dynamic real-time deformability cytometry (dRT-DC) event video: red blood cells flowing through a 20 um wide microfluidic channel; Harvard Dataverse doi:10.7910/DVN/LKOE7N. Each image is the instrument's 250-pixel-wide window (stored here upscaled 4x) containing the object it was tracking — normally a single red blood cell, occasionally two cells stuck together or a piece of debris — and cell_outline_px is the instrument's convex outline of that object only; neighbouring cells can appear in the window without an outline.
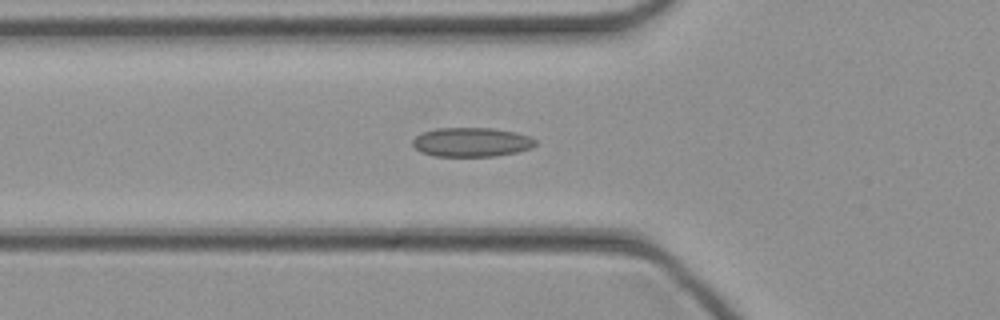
{"species": "common noctule bat (a hibernating species)", "species_latin": "Nyctalus noctula", "temperature_condition": "cold", "stored_images_in_passage": 33, "camera_frame_rate_fps": 3000, "um_per_image_px": 0.085, "animal": {"sex": "female", "body_mass_g": 21.9}, "frame": {"image": 1, "passage_image": 5, "time_ms": 1.333, "image_size_px": [1000, 320], "cell_outline_px": [[536, 144], [532, 148], [516, 152], [496, 156], [432, 156], [420, 152], [412, 144], [412, 140], [416, 136], [424, 132], [436, 128], [492, 128], [516, 132], [528, 136], [536, 140]], "centroid_in_image_um": [40.07, 12.08], "position_along_channel_um": 85.7, "area_um2": 20.92}}
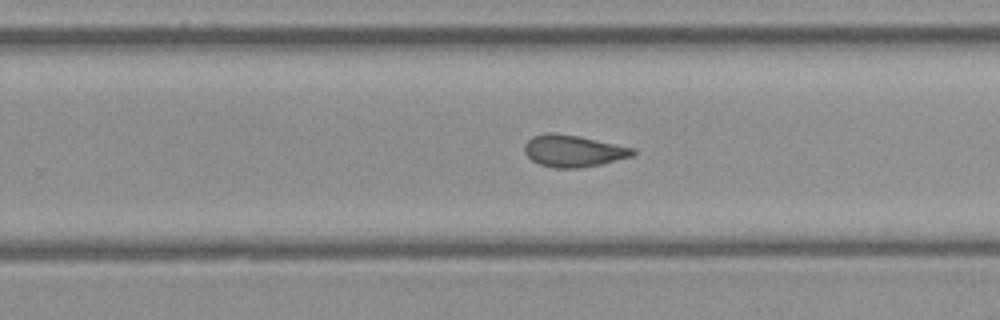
{"frame": {"image": 2, "passage_image": 18, "time_ms": 5.667, "image_size_px": [1000, 320], "cell_outline_px": [[636, 152], [632, 156], [600, 164], [580, 168], [556, 168], [540, 164], [532, 160], [524, 152], [524, 144], [532, 136], [544, 132], [556, 132], [580, 136], [636, 148]], "centroid_in_image_um": [48.72, 12.81], "position_along_channel_um": 281.1, "area_um2": 20.29}}
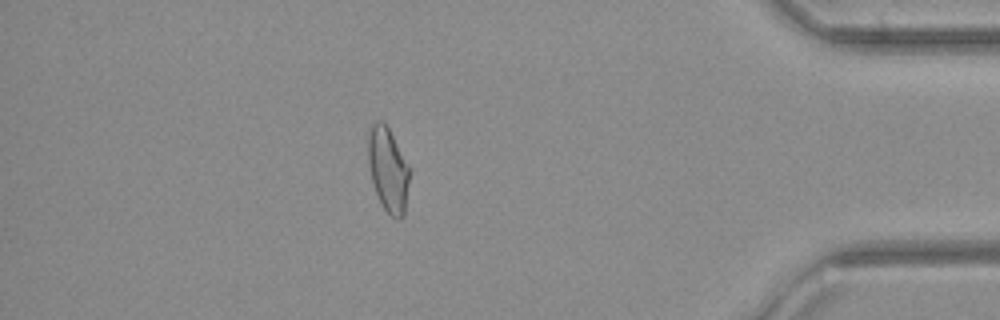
{"frame": {"image": 3, "passage_image": 29, "time_ms": 9.333, "image_size_px": [1000, 320], "cell_outline_px": [[408, 180], [404, 216], [400, 220], [396, 220], [384, 208], [376, 192], [372, 180], [368, 164], [368, 136], [372, 124], [376, 120], [380, 120], [388, 128], [408, 164]], "centroid_in_image_um": [32.97, 14.43], "position_along_channel_um": 402.2, "area_um2": 19.83}}